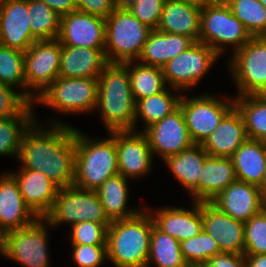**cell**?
I'll return each mask as SVG.
<instances>
[{
    "label": "cell",
    "instance_id": "cell-1",
    "mask_svg": "<svg viewBox=\"0 0 266 267\" xmlns=\"http://www.w3.org/2000/svg\"><path fill=\"white\" fill-rule=\"evenodd\" d=\"M49 130L34 121L23 135L18 157L21 169L43 172L59 188L73 186L75 127L53 121Z\"/></svg>",
    "mask_w": 266,
    "mask_h": 267
},
{
    "label": "cell",
    "instance_id": "cell-2",
    "mask_svg": "<svg viewBox=\"0 0 266 267\" xmlns=\"http://www.w3.org/2000/svg\"><path fill=\"white\" fill-rule=\"evenodd\" d=\"M135 104L127 67L108 63L98 77L96 106L108 133L136 131Z\"/></svg>",
    "mask_w": 266,
    "mask_h": 267
},
{
    "label": "cell",
    "instance_id": "cell-3",
    "mask_svg": "<svg viewBox=\"0 0 266 267\" xmlns=\"http://www.w3.org/2000/svg\"><path fill=\"white\" fill-rule=\"evenodd\" d=\"M141 211L133 217L111 221L107 229V260L115 267H146L150 238L154 225L152 216Z\"/></svg>",
    "mask_w": 266,
    "mask_h": 267
},
{
    "label": "cell",
    "instance_id": "cell-4",
    "mask_svg": "<svg viewBox=\"0 0 266 267\" xmlns=\"http://www.w3.org/2000/svg\"><path fill=\"white\" fill-rule=\"evenodd\" d=\"M109 138L89 139L75 129V166L73 186L96 190L109 177L119 173L115 131Z\"/></svg>",
    "mask_w": 266,
    "mask_h": 267
},
{
    "label": "cell",
    "instance_id": "cell-5",
    "mask_svg": "<svg viewBox=\"0 0 266 267\" xmlns=\"http://www.w3.org/2000/svg\"><path fill=\"white\" fill-rule=\"evenodd\" d=\"M105 22V56L108 63L137 61L152 29L129 10L117 8Z\"/></svg>",
    "mask_w": 266,
    "mask_h": 267
},
{
    "label": "cell",
    "instance_id": "cell-6",
    "mask_svg": "<svg viewBox=\"0 0 266 267\" xmlns=\"http://www.w3.org/2000/svg\"><path fill=\"white\" fill-rule=\"evenodd\" d=\"M251 38L224 0H216L201 8L199 42L206 44L219 55L224 53V46L227 44L232 45L234 53Z\"/></svg>",
    "mask_w": 266,
    "mask_h": 267
},
{
    "label": "cell",
    "instance_id": "cell-7",
    "mask_svg": "<svg viewBox=\"0 0 266 267\" xmlns=\"http://www.w3.org/2000/svg\"><path fill=\"white\" fill-rule=\"evenodd\" d=\"M51 226L91 221L111 223L100 203L96 190H84L75 186L59 188L52 209L44 216Z\"/></svg>",
    "mask_w": 266,
    "mask_h": 267
},
{
    "label": "cell",
    "instance_id": "cell-8",
    "mask_svg": "<svg viewBox=\"0 0 266 267\" xmlns=\"http://www.w3.org/2000/svg\"><path fill=\"white\" fill-rule=\"evenodd\" d=\"M98 78L57 77L35 100L58 112L86 113L96 109Z\"/></svg>",
    "mask_w": 266,
    "mask_h": 267
},
{
    "label": "cell",
    "instance_id": "cell-9",
    "mask_svg": "<svg viewBox=\"0 0 266 267\" xmlns=\"http://www.w3.org/2000/svg\"><path fill=\"white\" fill-rule=\"evenodd\" d=\"M61 51L62 44L58 39H53L37 40L24 52L25 83L29 102L34 103L59 77Z\"/></svg>",
    "mask_w": 266,
    "mask_h": 267
},
{
    "label": "cell",
    "instance_id": "cell-10",
    "mask_svg": "<svg viewBox=\"0 0 266 267\" xmlns=\"http://www.w3.org/2000/svg\"><path fill=\"white\" fill-rule=\"evenodd\" d=\"M231 57L228 64L238 87L237 96L266 94V40L252 37Z\"/></svg>",
    "mask_w": 266,
    "mask_h": 267
},
{
    "label": "cell",
    "instance_id": "cell-11",
    "mask_svg": "<svg viewBox=\"0 0 266 267\" xmlns=\"http://www.w3.org/2000/svg\"><path fill=\"white\" fill-rule=\"evenodd\" d=\"M220 55L201 42H194L187 50L168 61L163 74L170 89L180 91L190 89L199 82Z\"/></svg>",
    "mask_w": 266,
    "mask_h": 267
},
{
    "label": "cell",
    "instance_id": "cell-12",
    "mask_svg": "<svg viewBox=\"0 0 266 267\" xmlns=\"http://www.w3.org/2000/svg\"><path fill=\"white\" fill-rule=\"evenodd\" d=\"M179 107L193 143L201 145L234 107V98L223 101L208 94L192 98L181 96Z\"/></svg>",
    "mask_w": 266,
    "mask_h": 267
},
{
    "label": "cell",
    "instance_id": "cell-13",
    "mask_svg": "<svg viewBox=\"0 0 266 267\" xmlns=\"http://www.w3.org/2000/svg\"><path fill=\"white\" fill-rule=\"evenodd\" d=\"M48 226L50 224L44 218H38L26 228L9 231L5 257L17 261L24 267H50L47 248Z\"/></svg>",
    "mask_w": 266,
    "mask_h": 267
},
{
    "label": "cell",
    "instance_id": "cell-14",
    "mask_svg": "<svg viewBox=\"0 0 266 267\" xmlns=\"http://www.w3.org/2000/svg\"><path fill=\"white\" fill-rule=\"evenodd\" d=\"M142 133L148 140L152 154H158L163 160L194 145L180 107L145 128Z\"/></svg>",
    "mask_w": 266,
    "mask_h": 267
},
{
    "label": "cell",
    "instance_id": "cell-15",
    "mask_svg": "<svg viewBox=\"0 0 266 267\" xmlns=\"http://www.w3.org/2000/svg\"><path fill=\"white\" fill-rule=\"evenodd\" d=\"M105 19L73 11L61 17L58 40L62 46L105 49Z\"/></svg>",
    "mask_w": 266,
    "mask_h": 267
},
{
    "label": "cell",
    "instance_id": "cell-16",
    "mask_svg": "<svg viewBox=\"0 0 266 267\" xmlns=\"http://www.w3.org/2000/svg\"><path fill=\"white\" fill-rule=\"evenodd\" d=\"M29 18L28 0H0V44L25 52L37 41Z\"/></svg>",
    "mask_w": 266,
    "mask_h": 267
},
{
    "label": "cell",
    "instance_id": "cell-17",
    "mask_svg": "<svg viewBox=\"0 0 266 267\" xmlns=\"http://www.w3.org/2000/svg\"><path fill=\"white\" fill-rule=\"evenodd\" d=\"M115 141L119 174L135 179L150 172L154 156L142 132L115 131Z\"/></svg>",
    "mask_w": 266,
    "mask_h": 267
},
{
    "label": "cell",
    "instance_id": "cell-18",
    "mask_svg": "<svg viewBox=\"0 0 266 267\" xmlns=\"http://www.w3.org/2000/svg\"><path fill=\"white\" fill-rule=\"evenodd\" d=\"M210 202L220 211L243 223L266 207V199L259 187L238 180Z\"/></svg>",
    "mask_w": 266,
    "mask_h": 267
},
{
    "label": "cell",
    "instance_id": "cell-19",
    "mask_svg": "<svg viewBox=\"0 0 266 267\" xmlns=\"http://www.w3.org/2000/svg\"><path fill=\"white\" fill-rule=\"evenodd\" d=\"M203 230L221 252L244 254V223L220 211L211 202H201Z\"/></svg>",
    "mask_w": 266,
    "mask_h": 267
},
{
    "label": "cell",
    "instance_id": "cell-20",
    "mask_svg": "<svg viewBox=\"0 0 266 267\" xmlns=\"http://www.w3.org/2000/svg\"><path fill=\"white\" fill-rule=\"evenodd\" d=\"M39 217L25 203L16 179L8 172L0 177V225L7 231L22 229Z\"/></svg>",
    "mask_w": 266,
    "mask_h": 267
},
{
    "label": "cell",
    "instance_id": "cell-21",
    "mask_svg": "<svg viewBox=\"0 0 266 267\" xmlns=\"http://www.w3.org/2000/svg\"><path fill=\"white\" fill-rule=\"evenodd\" d=\"M191 210L181 207H163L158 211L148 209L154 225L179 242L192 238L203 230L201 202H194Z\"/></svg>",
    "mask_w": 266,
    "mask_h": 267
},
{
    "label": "cell",
    "instance_id": "cell-22",
    "mask_svg": "<svg viewBox=\"0 0 266 267\" xmlns=\"http://www.w3.org/2000/svg\"><path fill=\"white\" fill-rule=\"evenodd\" d=\"M9 173L16 179L25 203L44 218L53 207L59 187L41 171L20 169Z\"/></svg>",
    "mask_w": 266,
    "mask_h": 267
},
{
    "label": "cell",
    "instance_id": "cell-23",
    "mask_svg": "<svg viewBox=\"0 0 266 267\" xmlns=\"http://www.w3.org/2000/svg\"><path fill=\"white\" fill-rule=\"evenodd\" d=\"M248 139L242 115L234 106L201 146L210 156L231 158Z\"/></svg>",
    "mask_w": 266,
    "mask_h": 267
},
{
    "label": "cell",
    "instance_id": "cell-24",
    "mask_svg": "<svg viewBox=\"0 0 266 267\" xmlns=\"http://www.w3.org/2000/svg\"><path fill=\"white\" fill-rule=\"evenodd\" d=\"M237 180L231 158L208 155L199 176L198 184L189 192L194 202H210Z\"/></svg>",
    "mask_w": 266,
    "mask_h": 267
},
{
    "label": "cell",
    "instance_id": "cell-25",
    "mask_svg": "<svg viewBox=\"0 0 266 267\" xmlns=\"http://www.w3.org/2000/svg\"><path fill=\"white\" fill-rule=\"evenodd\" d=\"M107 64L105 49L62 46L59 76L98 78Z\"/></svg>",
    "mask_w": 266,
    "mask_h": 267
},
{
    "label": "cell",
    "instance_id": "cell-26",
    "mask_svg": "<svg viewBox=\"0 0 266 267\" xmlns=\"http://www.w3.org/2000/svg\"><path fill=\"white\" fill-rule=\"evenodd\" d=\"M201 8L178 0H166L157 31L184 35L199 42Z\"/></svg>",
    "mask_w": 266,
    "mask_h": 267
},
{
    "label": "cell",
    "instance_id": "cell-27",
    "mask_svg": "<svg viewBox=\"0 0 266 267\" xmlns=\"http://www.w3.org/2000/svg\"><path fill=\"white\" fill-rule=\"evenodd\" d=\"M193 43L194 41L191 38L184 35L152 30L138 58L139 63L162 68L168 61L187 50Z\"/></svg>",
    "mask_w": 266,
    "mask_h": 267
},
{
    "label": "cell",
    "instance_id": "cell-28",
    "mask_svg": "<svg viewBox=\"0 0 266 267\" xmlns=\"http://www.w3.org/2000/svg\"><path fill=\"white\" fill-rule=\"evenodd\" d=\"M231 159L238 181L261 187L266 170V142L248 139Z\"/></svg>",
    "mask_w": 266,
    "mask_h": 267
},
{
    "label": "cell",
    "instance_id": "cell-29",
    "mask_svg": "<svg viewBox=\"0 0 266 267\" xmlns=\"http://www.w3.org/2000/svg\"><path fill=\"white\" fill-rule=\"evenodd\" d=\"M127 181L125 177L118 173L109 177L96 189L100 203L110 221L127 219L141 211L128 209L129 187Z\"/></svg>",
    "mask_w": 266,
    "mask_h": 267
},
{
    "label": "cell",
    "instance_id": "cell-30",
    "mask_svg": "<svg viewBox=\"0 0 266 267\" xmlns=\"http://www.w3.org/2000/svg\"><path fill=\"white\" fill-rule=\"evenodd\" d=\"M207 156L208 153L201 145L194 144L176 155L167 157L164 162L174 177L190 192L198 184Z\"/></svg>",
    "mask_w": 266,
    "mask_h": 267
},
{
    "label": "cell",
    "instance_id": "cell-31",
    "mask_svg": "<svg viewBox=\"0 0 266 267\" xmlns=\"http://www.w3.org/2000/svg\"><path fill=\"white\" fill-rule=\"evenodd\" d=\"M134 62L127 61L123 64L128 69L131 92L135 103L140 99L164 91L168 87L165 86L166 80L162 68L141 63L135 64Z\"/></svg>",
    "mask_w": 266,
    "mask_h": 267
},
{
    "label": "cell",
    "instance_id": "cell-32",
    "mask_svg": "<svg viewBox=\"0 0 266 267\" xmlns=\"http://www.w3.org/2000/svg\"><path fill=\"white\" fill-rule=\"evenodd\" d=\"M234 106L242 115L248 138L266 142V94L237 96Z\"/></svg>",
    "mask_w": 266,
    "mask_h": 267
},
{
    "label": "cell",
    "instance_id": "cell-33",
    "mask_svg": "<svg viewBox=\"0 0 266 267\" xmlns=\"http://www.w3.org/2000/svg\"><path fill=\"white\" fill-rule=\"evenodd\" d=\"M32 106L29 102L16 116L0 119V155L18 157L23 135L35 121Z\"/></svg>",
    "mask_w": 266,
    "mask_h": 267
},
{
    "label": "cell",
    "instance_id": "cell-34",
    "mask_svg": "<svg viewBox=\"0 0 266 267\" xmlns=\"http://www.w3.org/2000/svg\"><path fill=\"white\" fill-rule=\"evenodd\" d=\"M152 262L156 267H189L182 256L180 242L160 231L155 225L152 227L146 267H152Z\"/></svg>",
    "mask_w": 266,
    "mask_h": 267
},
{
    "label": "cell",
    "instance_id": "cell-35",
    "mask_svg": "<svg viewBox=\"0 0 266 267\" xmlns=\"http://www.w3.org/2000/svg\"><path fill=\"white\" fill-rule=\"evenodd\" d=\"M171 94L170 89L166 88L150 97L140 99L135 104V124L138 118L143 119L145 127L162 120L165 116L170 115L179 107L181 96Z\"/></svg>",
    "mask_w": 266,
    "mask_h": 267
},
{
    "label": "cell",
    "instance_id": "cell-36",
    "mask_svg": "<svg viewBox=\"0 0 266 267\" xmlns=\"http://www.w3.org/2000/svg\"><path fill=\"white\" fill-rule=\"evenodd\" d=\"M31 21V33L37 40L58 39L61 17L46 3L40 0H28Z\"/></svg>",
    "mask_w": 266,
    "mask_h": 267
},
{
    "label": "cell",
    "instance_id": "cell-37",
    "mask_svg": "<svg viewBox=\"0 0 266 267\" xmlns=\"http://www.w3.org/2000/svg\"><path fill=\"white\" fill-rule=\"evenodd\" d=\"M251 37L266 36V8L260 0H224Z\"/></svg>",
    "mask_w": 266,
    "mask_h": 267
},
{
    "label": "cell",
    "instance_id": "cell-38",
    "mask_svg": "<svg viewBox=\"0 0 266 267\" xmlns=\"http://www.w3.org/2000/svg\"><path fill=\"white\" fill-rule=\"evenodd\" d=\"M0 83L22 88L21 94L28 100L23 51L0 44Z\"/></svg>",
    "mask_w": 266,
    "mask_h": 267
},
{
    "label": "cell",
    "instance_id": "cell-39",
    "mask_svg": "<svg viewBox=\"0 0 266 267\" xmlns=\"http://www.w3.org/2000/svg\"><path fill=\"white\" fill-rule=\"evenodd\" d=\"M184 261L189 267H202L210 258L221 253L217 242L204 230L180 242Z\"/></svg>",
    "mask_w": 266,
    "mask_h": 267
},
{
    "label": "cell",
    "instance_id": "cell-40",
    "mask_svg": "<svg viewBox=\"0 0 266 267\" xmlns=\"http://www.w3.org/2000/svg\"><path fill=\"white\" fill-rule=\"evenodd\" d=\"M244 254H266V207L244 223Z\"/></svg>",
    "mask_w": 266,
    "mask_h": 267
},
{
    "label": "cell",
    "instance_id": "cell-41",
    "mask_svg": "<svg viewBox=\"0 0 266 267\" xmlns=\"http://www.w3.org/2000/svg\"><path fill=\"white\" fill-rule=\"evenodd\" d=\"M111 223H95L83 221L71 227L72 245H106L107 229Z\"/></svg>",
    "mask_w": 266,
    "mask_h": 267
},
{
    "label": "cell",
    "instance_id": "cell-42",
    "mask_svg": "<svg viewBox=\"0 0 266 267\" xmlns=\"http://www.w3.org/2000/svg\"><path fill=\"white\" fill-rule=\"evenodd\" d=\"M166 0H138L128 10L140 22L156 30Z\"/></svg>",
    "mask_w": 266,
    "mask_h": 267
},
{
    "label": "cell",
    "instance_id": "cell-43",
    "mask_svg": "<svg viewBox=\"0 0 266 267\" xmlns=\"http://www.w3.org/2000/svg\"><path fill=\"white\" fill-rule=\"evenodd\" d=\"M77 267H99L107 260L106 245H72Z\"/></svg>",
    "mask_w": 266,
    "mask_h": 267
},
{
    "label": "cell",
    "instance_id": "cell-44",
    "mask_svg": "<svg viewBox=\"0 0 266 267\" xmlns=\"http://www.w3.org/2000/svg\"><path fill=\"white\" fill-rule=\"evenodd\" d=\"M29 101L14 91L13 87L0 83V119L16 116Z\"/></svg>",
    "mask_w": 266,
    "mask_h": 267
},
{
    "label": "cell",
    "instance_id": "cell-45",
    "mask_svg": "<svg viewBox=\"0 0 266 267\" xmlns=\"http://www.w3.org/2000/svg\"><path fill=\"white\" fill-rule=\"evenodd\" d=\"M77 11L106 19L115 9V0H76Z\"/></svg>",
    "mask_w": 266,
    "mask_h": 267
},
{
    "label": "cell",
    "instance_id": "cell-46",
    "mask_svg": "<svg viewBox=\"0 0 266 267\" xmlns=\"http://www.w3.org/2000/svg\"><path fill=\"white\" fill-rule=\"evenodd\" d=\"M202 267H246L244 254L221 252L210 258Z\"/></svg>",
    "mask_w": 266,
    "mask_h": 267
},
{
    "label": "cell",
    "instance_id": "cell-47",
    "mask_svg": "<svg viewBox=\"0 0 266 267\" xmlns=\"http://www.w3.org/2000/svg\"><path fill=\"white\" fill-rule=\"evenodd\" d=\"M46 3L60 17L77 10L76 0H40Z\"/></svg>",
    "mask_w": 266,
    "mask_h": 267
},
{
    "label": "cell",
    "instance_id": "cell-48",
    "mask_svg": "<svg viewBox=\"0 0 266 267\" xmlns=\"http://www.w3.org/2000/svg\"><path fill=\"white\" fill-rule=\"evenodd\" d=\"M246 267H266V254H244Z\"/></svg>",
    "mask_w": 266,
    "mask_h": 267
},
{
    "label": "cell",
    "instance_id": "cell-49",
    "mask_svg": "<svg viewBox=\"0 0 266 267\" xmlns=\"http://www.w3.org/2000/svg\"><path fill=\"white\" fill-rule=\"evenodd\" d=\"M7 231L0 225V253L6 256L7 252Z\"/></svg>",
    "mask_w": 266,
    "mask_h": 267
},
{
    "label": "cell",
    "instance_id": "cell-50",
    "mask_svg": "<svg viewBox=\"0 0 266 267\" xmlns=\"http://www.w3.org/2000/svg\"><path fill=\"white\" fill-rule=\"evenodd\" d=\"M138 0H115V5L117 9L128 10L132 7Z\"/></svg>",
    "mask_w": 266,
    "mask_h": 267
},
{
    "label": "cell",
    "instance_id": "cell-51",
    "mask_svg": "<svg viewBox=\"0 0 266 267\" xmlns=\"http://www.w3.org/2000/svg\"><path fill=\"white\" fill-rule=\"evenodd\" d=\"M178 1H182L184 3L192 4L199 8H203L208 4L215 2L216 0H178Z\"/></svg>",
    "mask_w": 266,
    "mask_h": 267
},
{
    "label": "cell",
    "instance_id": "cell-52",
    "mask_svg": "<svg viewBox=\"0 0 266 267\" xmlns=\"http://www.w3.org/2000/svg\"><path fill=\"white\" fill-rule=\"evenodd\" d=\"M260 189H261L263 197L266 199V170H265L264 179H263Z\"/></svg>",
    "mask_w": 266,
    "mask_h": 267
},
{
    "label": "cell",
    "instance_id": "cell-53",
    "mask_svg": "<svg viewBox=\"0 0 266 267\" xmlns=\"http://www.w3.org/2000/svg\"><path fill=\"white\" fill-rule=\"evenodd\" d=\"M260 2L264 5V7L266 8V0H260Z\"/></svg>",
    "mask_w": 266,
    "mask_h": 267
}]
</instances>
